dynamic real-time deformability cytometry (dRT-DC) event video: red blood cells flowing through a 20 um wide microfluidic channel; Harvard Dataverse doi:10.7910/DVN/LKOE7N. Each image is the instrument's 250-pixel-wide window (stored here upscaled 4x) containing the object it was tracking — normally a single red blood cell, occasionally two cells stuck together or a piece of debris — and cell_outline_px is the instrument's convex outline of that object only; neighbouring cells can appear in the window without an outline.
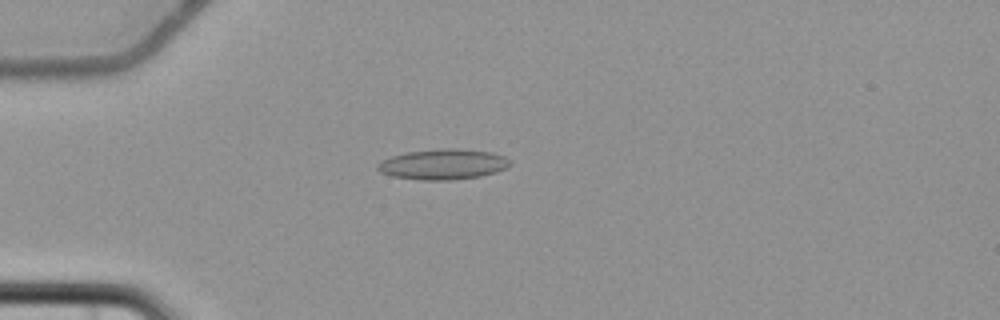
{"species": "common noctule bat (a hibernating species)", "species_latin": "Nyctalus noctula", "temperature_condition": "cold", "stored_images_in_passage": 6, "camera_frame_rate_fps": 3000, "um_per_image_px": 0.085, "animal": {"sex": "female", "body_mass_g": 22.7, "forearm_length_mm": 54.2}, "frame": {"image": 1, "passage_image": 5, "time_ms": 4.667, "image_size_px": [1000, 320], "cell_outline_px": [[512, 164], [508, 168], [496, 172], [480, 176], [452, 180], [420, 180], [392, 176], [380, 172], [376, 168], [376, 164], [392, 156], [408, 152], [440, 148], [456, 148], [492, 152], [504, 156]], "centroid_in_image_um": [37.68, 13.96], "position_along_channel_um": 47.3, "area_um2": 23.58}}